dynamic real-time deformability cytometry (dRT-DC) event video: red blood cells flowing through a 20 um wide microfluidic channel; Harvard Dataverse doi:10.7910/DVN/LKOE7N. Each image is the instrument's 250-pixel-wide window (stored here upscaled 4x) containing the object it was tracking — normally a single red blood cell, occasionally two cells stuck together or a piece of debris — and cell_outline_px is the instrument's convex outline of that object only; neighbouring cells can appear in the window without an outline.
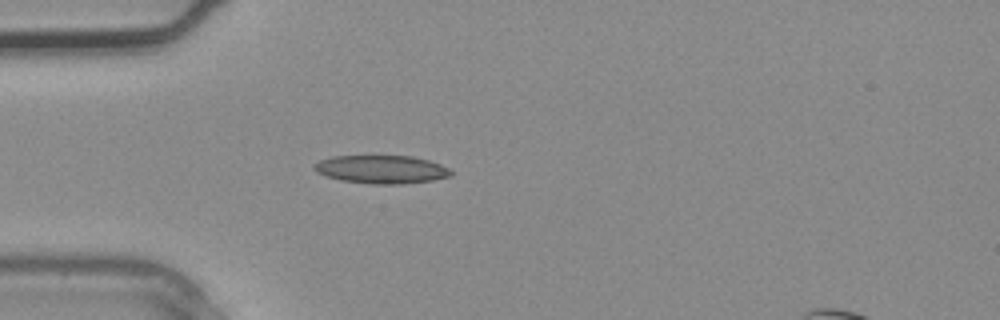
{"species": "common noctule bat (a hibernating species)", "species_latin": "Nyctalus noctula", "temperature_condition": "warm", "stored_images_in_passage": 2, "segment_of_instrument_passage": [1, 2], "camera_frame_rate_fps": 3000, "um_per_image_px": 0.085, "animal": {"sex": "male", "body_mass_g": 20.4}, "frame": {"image": 1, "passage_image": 1, "time_ms": 0.0, "image_size_px": [1000, 320], "cell_outline_px": [[452, 176], [432, 180], [404, 184], [372, 184], [340, 180], [324, 176], [316, 172], [312, 168], [312, 164], [320, 160], [332, 156], [412, 156], [428, 160], [440, 164], [448, 168], [452, 172]], "centroid_in_image_um": [32.38, 14.4], "position_along_channel_um": 52.6, "area_um2": 22.66}}